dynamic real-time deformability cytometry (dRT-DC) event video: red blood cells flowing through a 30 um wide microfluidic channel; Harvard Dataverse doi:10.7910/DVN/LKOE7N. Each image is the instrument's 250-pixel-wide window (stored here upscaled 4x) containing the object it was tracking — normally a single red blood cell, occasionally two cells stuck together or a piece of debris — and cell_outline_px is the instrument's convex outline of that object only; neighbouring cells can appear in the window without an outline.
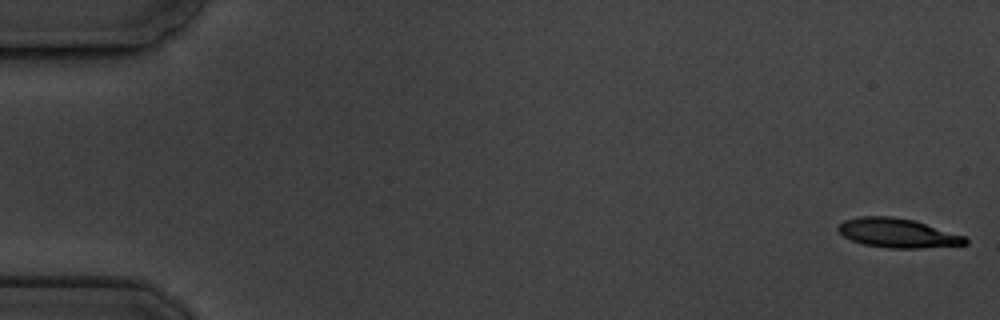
{"species": "common noctule bat (a hibernating species)", "species_latin": "Nyctalus noctula", "temperature_condition": "cold", "stored_images_in_passage": 6, "camera_frame_rate_fps": 3000, "um_per_image_px": 0.085, "animal": {"sex": "male", "body_mass_g": 19.5, "forearm_length_mm": 54.6}, "frame": {"image": 1, "passage_image": 1, "time_ms": 0.0, "image_size_px": [1000, 320], "cell_outline_px": [[968, 244], [920, 248], [888, 248], [864, 244], [852, 240], [844, 236], [836, 228], [844, 220], [860, 216], [892, 216], [912, 220], [964, 236], [968, 240]], "centroid_in_image_um": [76.27, 19.81], "position_along_channel_um": 8.7, "area_um2": 21.33}}
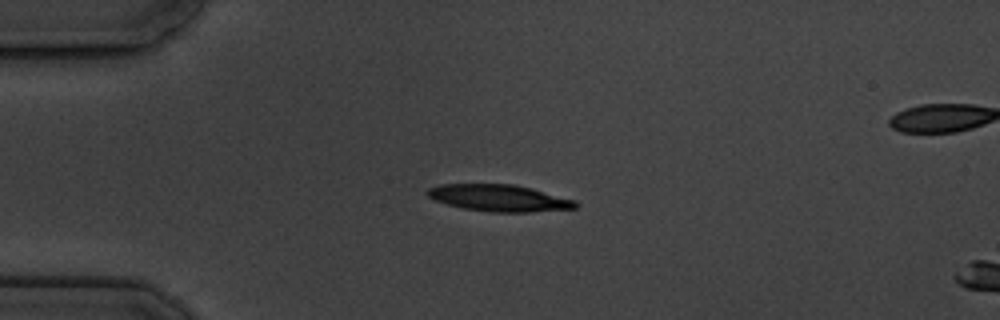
{"frame": {"image": 2, "passage_image": 4, "time_ms": 4.333, "image_size_px": [1000, 320], "cell_outline_px": [[580, 204], [576, 208], [532, 212], [492, 212], [464, 208], [448, 204], [436, 200], [428, 196], [424, 192], [428, 188], [440, 184], [512, 184], [532, 188], [576, 200]], "centroid_in_image_um": [42.46, 16.82], "position_along_channel_um": 42.5, "area_um2": 23.12}}